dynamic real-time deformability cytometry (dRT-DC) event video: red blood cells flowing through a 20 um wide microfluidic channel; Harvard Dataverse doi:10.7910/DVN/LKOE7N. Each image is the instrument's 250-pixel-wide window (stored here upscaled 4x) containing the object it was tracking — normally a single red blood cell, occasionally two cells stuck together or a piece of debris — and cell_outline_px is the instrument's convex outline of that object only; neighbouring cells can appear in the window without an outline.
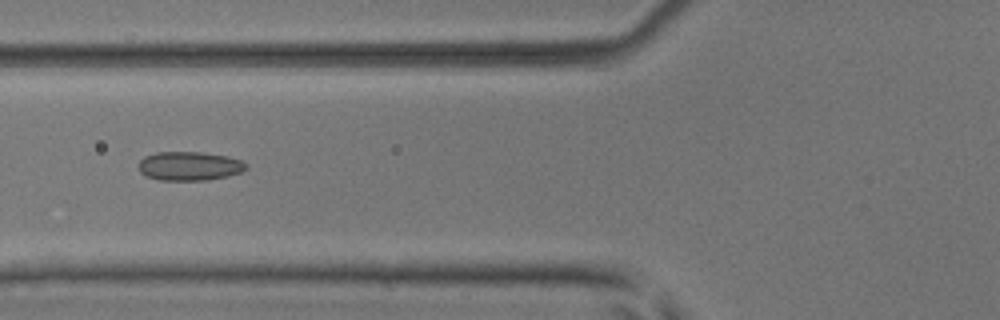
{"species": "common noctule bat (a hibernating species)", "species_latin": "Nyctalus noctula", "temperature_condition": "room temperature", "stored_images_in_passage": 4, "camera_frame_rate_fps": 3000, "um_per_image_px": 0.085, "animal": {"sex": "male", "body_mass_g": 17.9, "forearm_length_mm": 54.2}, "frame": {"image": 1, "passage_image": 4, "time_ms": 1.0, "image_size_px": [1000, 320], "cell_outline_px": [[248, 168], [240, 172], [228, 176], [208, 180], [160, 180], [144, 176], [140, 172], [140, 160], [144, 156], [156, 152], [200, 152], [228, 156], [240, 160], [248, 164]], "centroid_in_image_um": [16.11, 14.11], "position_along_channel_um": 109.7, "area_um2": 18.21}}